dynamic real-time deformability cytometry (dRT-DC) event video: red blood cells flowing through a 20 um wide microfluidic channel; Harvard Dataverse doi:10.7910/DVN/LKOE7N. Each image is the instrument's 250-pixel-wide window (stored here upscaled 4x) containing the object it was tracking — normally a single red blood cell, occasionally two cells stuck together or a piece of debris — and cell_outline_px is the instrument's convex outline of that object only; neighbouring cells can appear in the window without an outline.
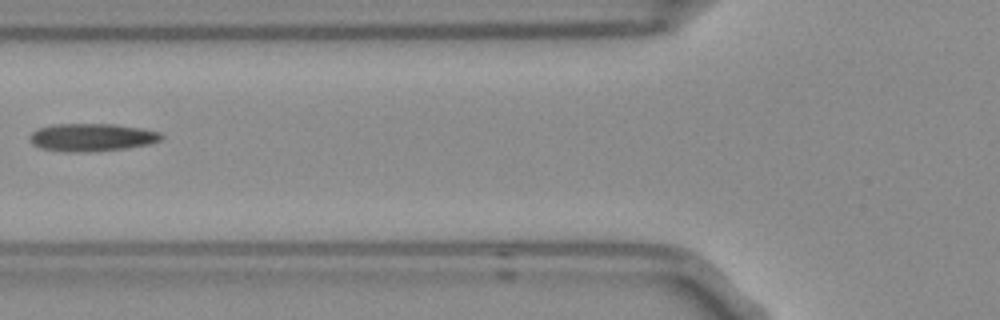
{"species": "Egyptian fruit bat (a non-hibernating species)", "species_latin": "Rousettus aegyptiacus", "temperature_condition": "room temperature", "stored_images_in_passage": 3, "camera_frame_rate_fps": 3000, "um_per_image_px": 0.085, "frame": {"image": 1, "passage_image": 2, "time_ms": 0.333, "image_size_px": [1000, 320], "cell_outline_px": [[164, 136], [160, 140], [148, 144], [124, 148], [76, 152], [68, 152], [40, 148], [32, 144], [28, 136], [36, 128], [56, 124], [116, 124], [140, 128], [160, 132]], "centroid_in_image_um": [7.76, 11.66], "position_along_channel_um": 118.0, "area_um2": 21.15}}